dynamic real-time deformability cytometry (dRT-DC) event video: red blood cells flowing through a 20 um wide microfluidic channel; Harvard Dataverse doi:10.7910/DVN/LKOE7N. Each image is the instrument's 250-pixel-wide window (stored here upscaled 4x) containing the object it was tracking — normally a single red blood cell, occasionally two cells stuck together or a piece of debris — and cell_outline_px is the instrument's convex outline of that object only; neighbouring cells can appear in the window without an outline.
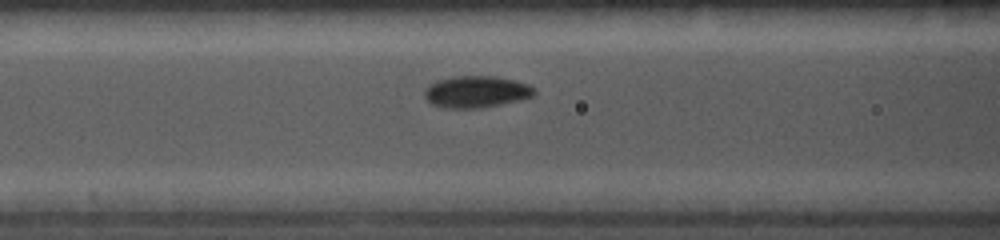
{"species": "common noctule bat (a hibernating species)", "species_latin": "Nyctalus noctula", "temperature_condition": "cold", "stored_images_in_passage": 15, "camera_frame_rate_fps": 5000, "um_per_image_px": 0.085, "animal": {"sex": "female", "body_mass_g": 19.0, "forearm_length_mm": 56.7}, "frame": {"image": 1, "passage_image": 7, "time_ms": 3.2, "image_size_px": [1000, 240], "cell_outline_px": [[536, 92], [532, 96], [520, 100], [500, 104], [476, 108], [444, 108], [428, 104], [424, 96], [424, 88], [428, 84], [436, 80], [456, 76], [496, 76], [528, 84], [536, 88]], "centroid_in_image_um": [40.42, 7.8], "position_along_channel_um": 126.2, "area_um2": 20.52}}
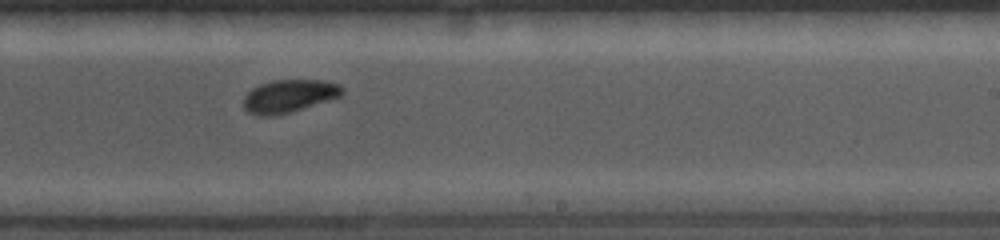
{"frame": {"image": 2, "passage_image": 12, "time_ms": 6.2, "image_size_px": [1000, 240], "cell_outline_px": [[344, 92], [340, 96], [288, 112], [272, 116], [256, 116], [248, 112], [244, 108], [244, 96], [252, 88], [260, 84], [272, 80], [324, 80], [340, 84], [344, 88]], "centroid_in_image_um": [24.55, 8.15], "position_along_channel_um": 264.5, "area_um2": 18.73}}
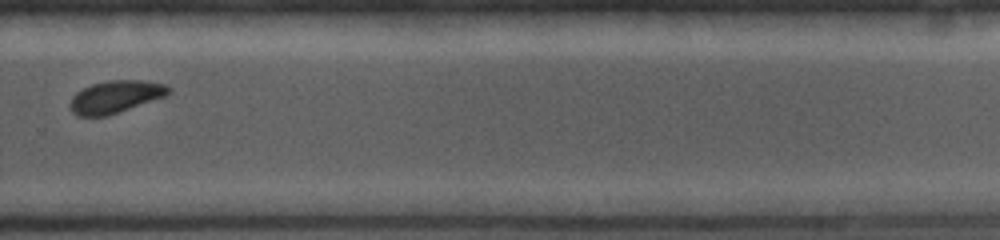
{"frame": {"image": 3, "passage_image": 14, "time_ms": 7.4, "image_size_px": [1000, 240], "cell_outline_px": [[172, 92], [164, 96], [108, 116], [80, 116], [72, 112], [68, 104], [72, 96], [76, 92], [92, 84], [108, 80], [144, 80], [164, 84], [172, 88]], "centroid_in_image_um": [9.8, 8.22], "position_along_channel_um": 320.0, "area_um2": 18.61}}